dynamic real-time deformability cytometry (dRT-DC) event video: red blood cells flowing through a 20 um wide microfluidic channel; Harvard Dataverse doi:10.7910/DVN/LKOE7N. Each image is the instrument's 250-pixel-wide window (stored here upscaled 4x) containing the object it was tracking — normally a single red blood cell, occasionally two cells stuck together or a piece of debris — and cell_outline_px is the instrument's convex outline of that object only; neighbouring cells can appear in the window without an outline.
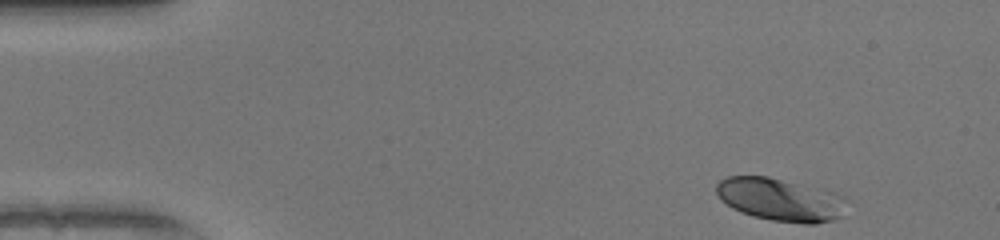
{"species": "human", "species_latin": "Homo sapiens", "temperature_condition": "warm", "stored_images_in_passage": 47, "camera_frame_rate_fps": 3000, "um_per_image_px": 0.085, "donor": {"sex": "female"}, "frame": {"image": 1, "passage_image": 1, "time_ms": 0.0, "image_size_px": [1000, 240], "cell_outline_px": [[848, 200], [840, 216], [832, 220], [816, 224], [804, 224], [772, 220], [752, 216], [740, 212], [732, 208], [720, 200], [716, 192], [716, 184], [720, 180], [728, 176], [768, 176], [824, 188], [844, 196]], "centroid_in_image_um": [66.34, 16.95], "position_along_channel_um": 18.7, "area_um2": 33.06}}
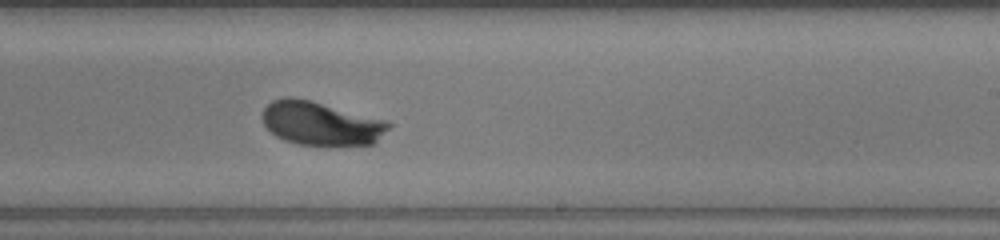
{"frame": {"image": 2, "passage_image": 27, "time_ms": 8.667, "image_size_px": [1000, 240], "cell_outline_px": [[392, 124], [372, 144], [300, 144], [284, 140], [276, 136], [264, 124], [260, 116], [264, 108], [272, 100], [284, 96], [292, 96], [312, 100], [388, 120]], "centroid_in_image_um": [27.24, 10.44], "position_along_channel_um": 261.8, "area_um2": 32.02}}
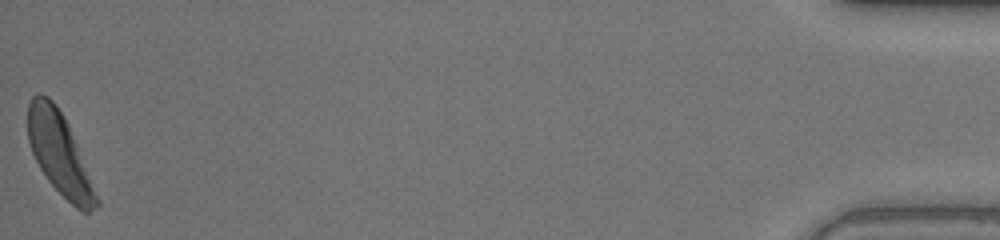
{"frame": {"image": 3, "passage_image": 47, "time_ms": 15.333, "image_size_px": [1000, 240], "cell_outline_px": [[100, 204], [88, 212], [84, 212], [76, 208], [48, 180], [40, 168], [32, 152], [28, 140], [28, 104], [32, 96], [40, 92], [48, 96], [56, 104], [64, 116], [68, 124], [100, 200]], "centroid_in_image_um": [5.05, 13.03], "position_along_channel_um": 430.1, "area_um2": 32.25}, "authors_computed_cell_mechanics": {"area_um2": 31.9056, "velocity_mm_per_s": 4.0303, "shape_relaxation_time_tau1_ms": 3.4085, "shape_relaxation_time_tau2_ms": null, "deformation_change_tau1": 0.1907, "deformation_change_tau2": null}}